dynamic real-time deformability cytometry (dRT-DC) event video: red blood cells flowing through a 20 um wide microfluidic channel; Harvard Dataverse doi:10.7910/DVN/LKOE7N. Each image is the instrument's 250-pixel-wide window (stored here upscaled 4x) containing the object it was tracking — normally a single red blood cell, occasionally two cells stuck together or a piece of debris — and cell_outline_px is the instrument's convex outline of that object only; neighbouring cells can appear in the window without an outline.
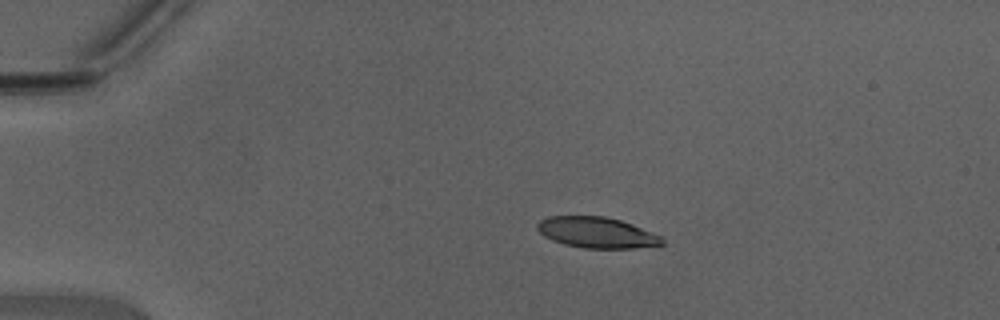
{"species": "Egyptian fruit bat (a non-hibernating species)", "species_latin": "Rousettus aegyptiacus", "temperature_condition": "warm", "stored_images_in_passage": 38, "camera_frame_rate_fps": 3000, "um_per_image_px": 0.085, "animal": {"sex": "male"}, "frame": {"image": 1, "passage_image": 1, "time_ms": 0.0, "image_size_px": [1000, 320], "cell_outline_px": [[664, 244], [632, 248], [584, 248], [564, 244], [552, 240], [544, 236], [536, 228], [536, 224], [540, 220], [548, 216], [604, 216], [620, 220], [632, 224], [664, 236]], "centroid_in_image_um": [50.73, 19.76], "position_along_channel_um": 34.3, "area_um2": 22.54}}
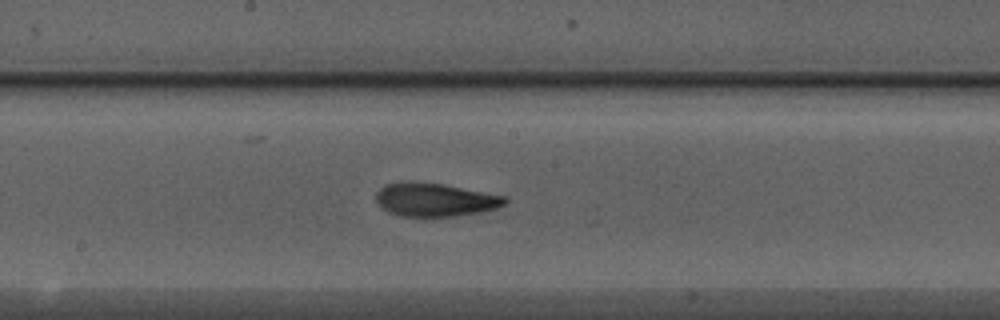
{"frame": {"image": 2, "passage_image": 17, "time_ms": 5.333, "image_size_px": [1000, 320], "cell_outline_px": [[508, 200], [504, 204], [496, 208], [480, 212], [456, 216], [400, 216], [388, 212], [376, 200], [376, 192], [384, 184], [400, 180], [412, 180], [444, 184], [508, 196]], "centroid_in_image_um": [36.96, 16.94], "position_along_channel_um": 211.2, "area_um2": 25.49}}
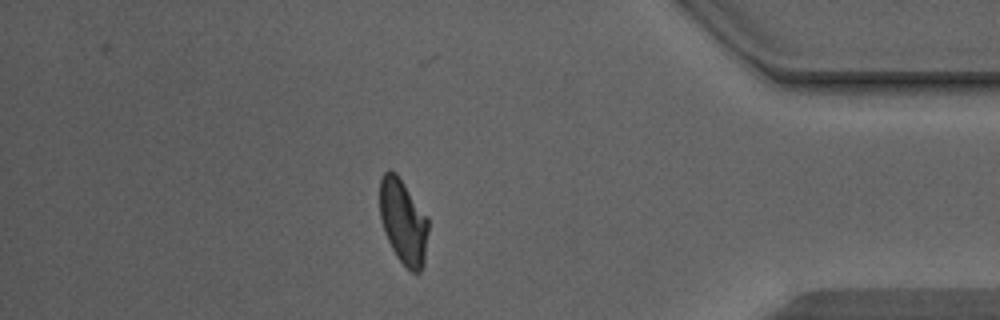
{"frame": {"image": 3, "passage_image": 32, "time_ms": 10.333, "image_size_px": [1000, 320], "cell_outline_px": [[428, 232], [424, 264], [420, 272], [412, 272], [396, 256], [384, 232], [380, 220], [380, 180], [384, 172], [388, 168], [396, 172], [428, 216]], "centroid_in_image_um": [34.28, 18.81], "position_along_channel_um": 400.9, "area_um2": 24.16}, "authors_computed_cell_mechanics": {"area_um2": 24.2182, "velocity_mm_per_s": 4.4291, "shape_relaxation_time_tau1_ms": 5.3657, "shape_relaxation_time_tau2_ms": 1.7861, "deformation_change_tau1": 0.1958, "deformation_change_tau2": 0.0966}}